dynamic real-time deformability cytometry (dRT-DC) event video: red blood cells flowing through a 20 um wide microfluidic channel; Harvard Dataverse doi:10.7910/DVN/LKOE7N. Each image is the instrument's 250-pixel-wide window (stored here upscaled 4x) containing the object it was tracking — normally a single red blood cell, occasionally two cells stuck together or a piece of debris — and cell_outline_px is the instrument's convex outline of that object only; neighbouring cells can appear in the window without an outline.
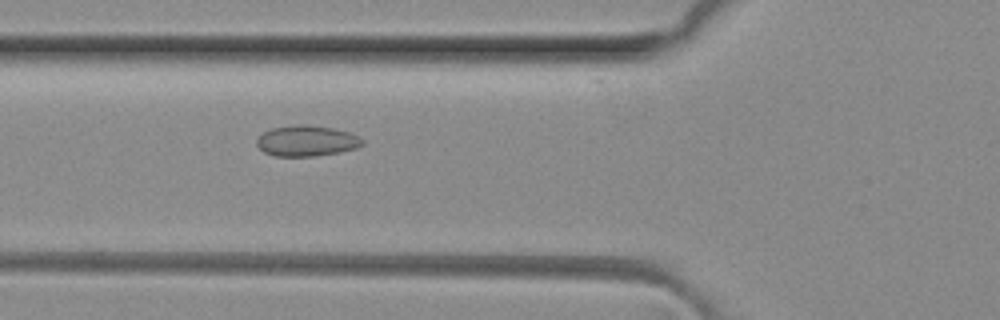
{"species": "common noctule bat (a hibernating species)", "species_latin": "Nyctalus noctula", "temperature_condition": "room temperature", "stored_images_in_passage": 5, "camera_frame_rate_fps": 3000, "um_per_image_px": 0.085, "animal": {"sex": "female", "body_mass_g": 29.2, "forearm_length_mm": 56.3}, "frame": {"image": 1, "passage_image": 5, "time_ms": 1.333, "image_size_px": [1000, 320], "cell_outline_px": [[364, 144], [356, 148], [340, 152], [316, 156], [276, 156], [264, 152], [256, 144], [256, 140], [264, 132], [272, 128], [300, 124], [308, 124], [332, 128], [348, 132], [360, 136], [364, 140]], "centroid_in_image_um": [26.09, 11.97], "position_along_channel_um": 99.7, "area_um2": 18.96}}